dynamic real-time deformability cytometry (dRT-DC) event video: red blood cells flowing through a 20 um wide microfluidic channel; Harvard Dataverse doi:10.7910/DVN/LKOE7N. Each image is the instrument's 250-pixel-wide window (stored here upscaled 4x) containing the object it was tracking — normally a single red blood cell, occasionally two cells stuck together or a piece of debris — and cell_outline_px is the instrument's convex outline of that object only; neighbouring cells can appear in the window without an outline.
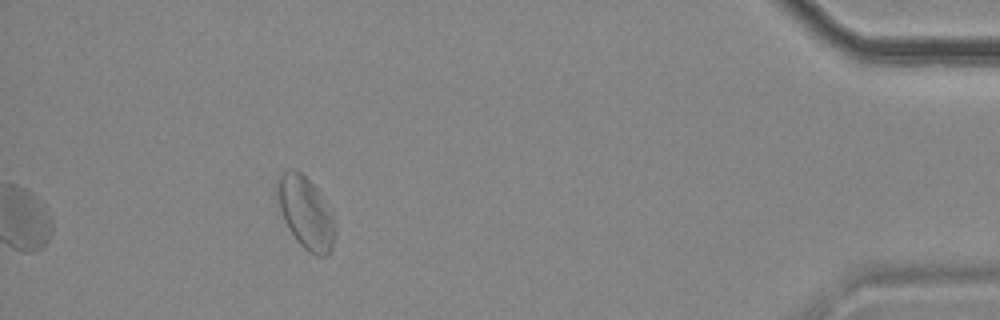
{"species": "common noctule bat (a hibernating species)", "species_latin": "Nyctalus noctula", "temperature_condition": "cold", "stored_images_in_passage": 51, "segment_of_instrument_passage": [2, 2], "camera_frame_rate_fps": 3000, "um_per_image_px": 0.085, "animal": {"sex": "female", "body_mass_g": 18.4}, "frame": {"image": 1, "passage_image": 51, "time_ms": 16.667, "image_size_px": [1000, 320], "cell_outline_px": [[336, 232], [332, 248], [324, 256], [316, 256], [308, 252], [296, 240], [288, 228], [284, 220], [280, 208], [276, 192], [276, 180], [288, 168], [296, 168], [316, 188], [332, 208], [336, 224]], "centroid_in_image_um": [26.01, 18.08], "position_along_channel_um": 409.2, "area_um2": 24.62}}